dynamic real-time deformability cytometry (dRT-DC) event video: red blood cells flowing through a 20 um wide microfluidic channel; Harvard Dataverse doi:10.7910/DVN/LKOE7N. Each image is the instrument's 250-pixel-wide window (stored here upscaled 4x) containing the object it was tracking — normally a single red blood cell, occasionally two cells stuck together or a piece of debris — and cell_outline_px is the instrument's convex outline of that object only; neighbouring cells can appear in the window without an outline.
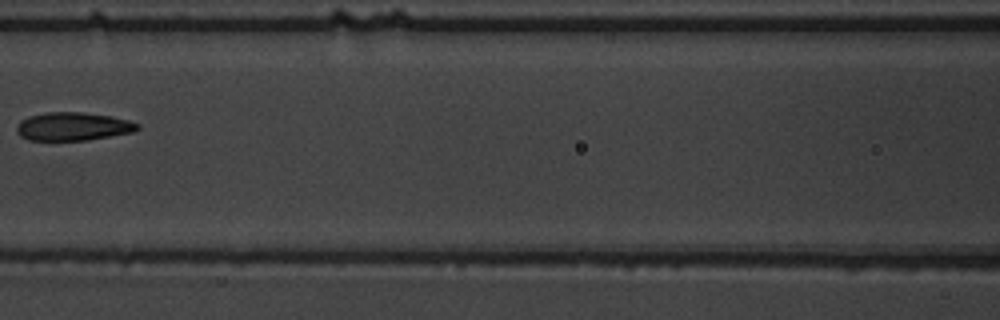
{"species": "common noctule bat (a hibernating species)", "species_latin": "Nyctalus noctula", "temperature_condition": "warm", "stored_images_in_passage": 8, "camera_frame_rate_fps": 3000, "um_per_image_px": 0.085, "animal": {"sex": "male", "body_mass_g": 19.5, "forearm_length_mm": 54.6}, "frame": {"image": 1, "passage_image": 8, "time_ms": 8.0, "image_size_px": [1000, 320], "cell_outline_px": [[140, 128], [132, 132], [88, 140], [28, 140], [20, 136], [16, 132], [16, 128], [20, 120], [28, 116], [48, 112], [80, 112], [112, 116], [128, 120], [140, 124]], "centroid_in_image_um": [6.19, 10.75], "position_along_channel_um": 160.4, "area_um2": 19.94}}